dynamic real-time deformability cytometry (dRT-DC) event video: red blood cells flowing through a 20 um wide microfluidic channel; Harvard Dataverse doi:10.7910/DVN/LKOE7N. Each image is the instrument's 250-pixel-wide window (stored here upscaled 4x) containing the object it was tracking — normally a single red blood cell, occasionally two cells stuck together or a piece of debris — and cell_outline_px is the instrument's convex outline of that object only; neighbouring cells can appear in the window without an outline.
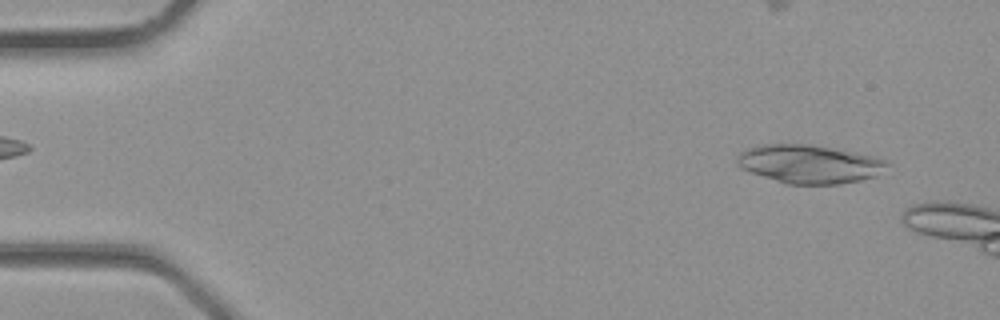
{"species": "common noctule bat (a hibernating species)", "species_latin": "Nyctalus noctula", "temperature_condition": "room temperature", "stored_images_in_passage": 6, "camera_frame_rate_fps": 3000, "um_per_image_px": 0.085, "animal": {"sex": "male", "body_mass_g": 23.1, "forearm_length_mm": 52.7}, "frame": {"image": 1, "passage_image": 2, "time_ms": 0.333, "image_size_px": [1000, 320], "cell_outline_px": [[892, 164], [876, 176], [860, 180], [840, 184], [788, 184], [740, 168], [736, 164], [736, 156], [740, 152], [756, 144], [812, 144], [876, 156]], "centroid_in_image_um": [68.8, 13.93], "position_along_channel_um": 16.2, "area_um2": 33.81}}